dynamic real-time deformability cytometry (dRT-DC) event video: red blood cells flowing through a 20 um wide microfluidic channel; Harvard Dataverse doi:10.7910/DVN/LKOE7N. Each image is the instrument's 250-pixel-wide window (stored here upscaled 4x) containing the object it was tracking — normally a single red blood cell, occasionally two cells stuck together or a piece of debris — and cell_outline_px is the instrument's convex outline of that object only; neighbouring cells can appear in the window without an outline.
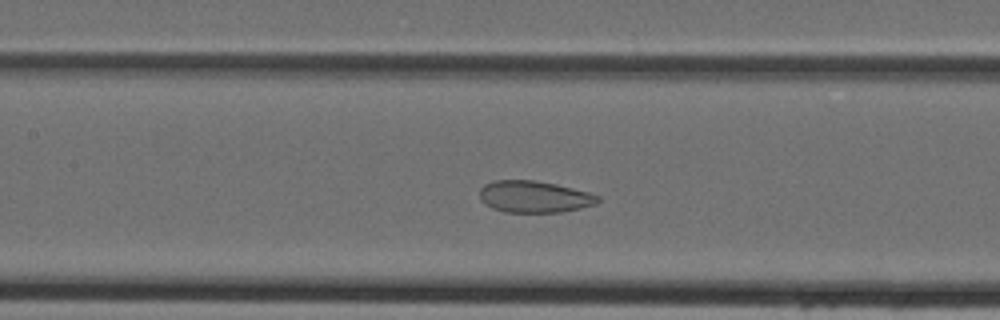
{"species": "Egyptian fruit bat (a non-hibernating species)", "species_latin": "Rousettus aegyptiacus", "temperature_condition": "cold", "stored_images_in_passage": 36, "camera_frame_rate_fps": 3000, "um_per_image_px": 0.085, "animal": {"sex": "female"}, "frame": {"image": 1, "passage_image": 16, "time_ms": 5.0, "image_size_px": [1000, 320], "cell_outline_px": [[600, 200], [596, 204], [580, 208], [560, 212], [504, 212], [492, 208], [480, 200], [480, 188], [484, 184], [496, 180], [536, 180], [556, 184], [588, 192], [600, 196]], "centroid_in_image_um": [45.4, 16.72], "position_along_channel_um": 162.0, "area_um2": 21.91}}
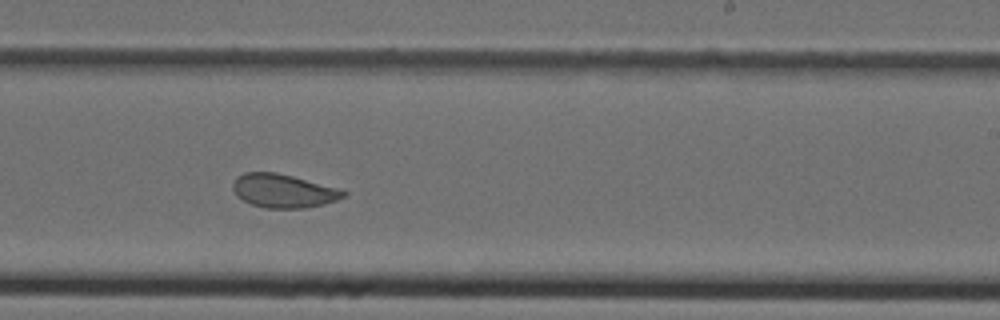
{"frame": {"image": 2, "passage_image": 23, "time_ms": 7.333, "image_size_px": [1000, 320], "cell_outline_px": [[348, 192], [344, 196], [336, 200], [324, 204], [304, 208], [264, 208], [252, 204], [236, 196], [232, 188], [232, 184], [236, 176], [244, 172], [276, 172], [340, 188]], "centroid_in_image_um": [24.07, 16.22], "position_along_channel_um": 264.9, "area_um2": 21.73}}
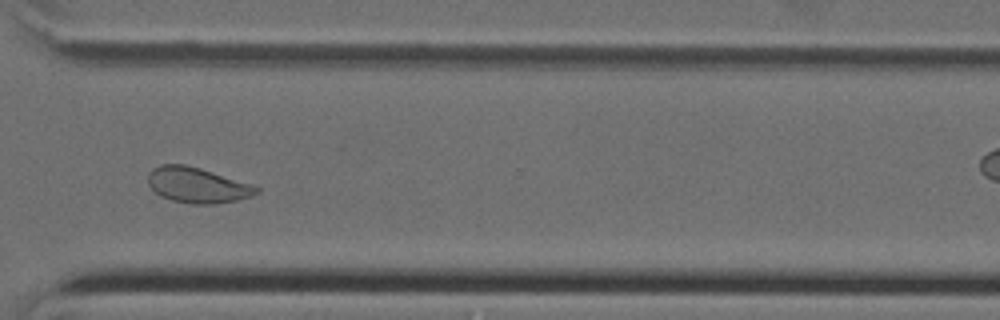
{"frame": {"image": 3, "passage_image": 29, "time_ms": 9.333, "image_size_px": [1000, 320], "cell_outline_px": [[260, 192], [252, 196], [236, 200], [216, 204], [192, 204], [172, 200], [160, 196], [148, 184], [148, 172], [152, 168], [160, 164], [184, 164], [200, 168], [260, 188]], "centroid_in_image_um": [16.72, 15.74], "position_along_channel_um": 353.9, "area_um2": 22.2}}